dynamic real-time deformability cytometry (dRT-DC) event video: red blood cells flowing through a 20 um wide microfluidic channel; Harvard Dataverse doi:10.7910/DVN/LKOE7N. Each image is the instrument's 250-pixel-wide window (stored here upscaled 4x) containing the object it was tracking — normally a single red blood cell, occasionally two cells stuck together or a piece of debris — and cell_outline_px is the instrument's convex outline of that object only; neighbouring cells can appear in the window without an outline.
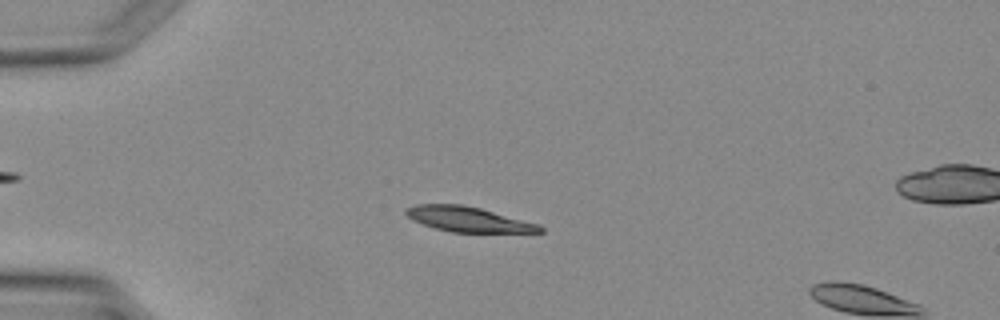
{"species": "Egyptian fruit bat (a non-hibernating species)", "species_latin": "Rousettus aegyptiacus", "temperature_condition": "warm", "stored_images_in_passage": 3, "camera_frame_rate_fps": 3000, "um_per_image_px": 0.085, "animal": {"sex": "female"}, "frame": {"image": 1, "passage_image": 2, "time_ms": 1.0, "image_size_px": [1000, 320], "cell_outline_px": [[544, 232], [452, 232], [436, 228], [412, 220], [404, 212], [404, 208], [416, 204], [460, 204], [480, 208], [540, 224], [544, 228]], "centroid_in_image_um": [39.8, 18.63], "position_along_channel_um": 45.2, "area_um2": 19.48}}